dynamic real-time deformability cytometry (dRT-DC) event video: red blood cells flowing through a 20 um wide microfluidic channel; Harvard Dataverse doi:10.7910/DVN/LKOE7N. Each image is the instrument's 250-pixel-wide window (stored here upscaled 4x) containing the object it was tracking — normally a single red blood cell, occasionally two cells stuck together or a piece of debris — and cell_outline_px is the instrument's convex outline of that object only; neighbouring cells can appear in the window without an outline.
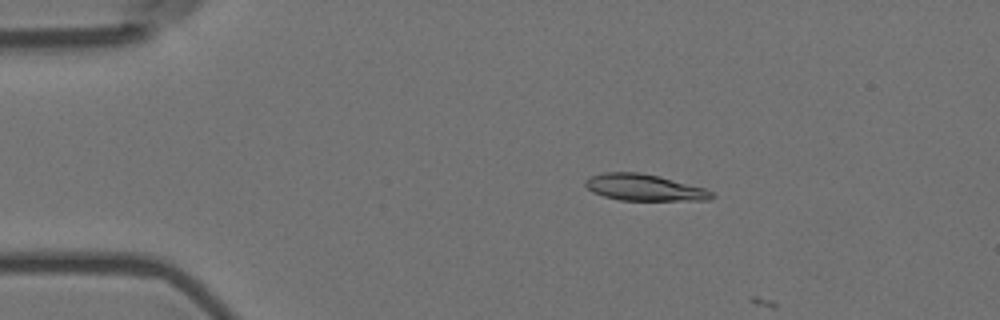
{"species": "Egyptian fruit bat (a non-hibernating species)", "species_latin": "Rousettus aegyptiacus", "temperature_condition": "room temperature", "stored_images_in_passage": 12, "camera_frame_rate_fps": 3000, "um_per_image_px": 0.085, "animal": {"sex": "female"}, "frame": {"image": 1, "passage_image": 11, "time_ms": 3.333, "image_size_px": [1000, 320], "cell_outline_px": [[716, 196], [708, 200], [620, 200], [604, 196], [592, 192], [584, 184], [584, 180], [592, 176], [604, 172], [640, 172], [660, 176], [704, 188], [712, 192]], "centroid_in_image_um": [54.75, 15.93], "position_along_channel_um": 30.2, "area_um2": 19.48}}